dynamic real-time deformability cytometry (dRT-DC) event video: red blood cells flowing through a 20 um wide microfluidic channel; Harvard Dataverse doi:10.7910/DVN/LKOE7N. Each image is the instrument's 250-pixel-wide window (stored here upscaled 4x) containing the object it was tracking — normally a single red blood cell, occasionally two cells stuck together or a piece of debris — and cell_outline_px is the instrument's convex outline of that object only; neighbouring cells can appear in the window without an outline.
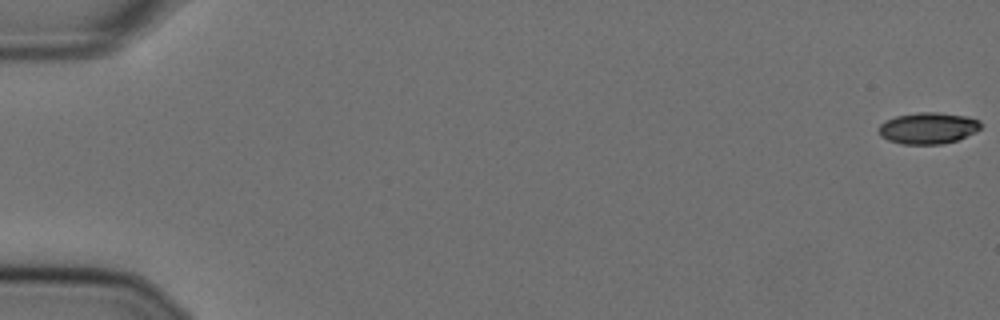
{"species": "Egyptian fruit bat (a non-hibernating species)", "species_latin": "Rousettus aegyptiacus", "temperature_condition": "cold", "stored_images_in_passage": 57, "camera_frame_rate_fps": 3000, "um_per_image_px": 0.085, "animal": {"sex": "female"}, "frame": {"image": 1, "passage_image": 1, "time_ms": 0.0, "image_size_px": [1000, 320], "cell_outline_px": [[980, 128], [976, 132], [956, 140], [944, 144], [904, 144], [888, 140], [880, 136], [876, 132], [876, 128], [884, 120], [896, 116], [920, 112], [936, 112], [968, 116], [980, 120]], "centroid_in_image_um": [78.84, 10.89], "position_along_channel_um": 6.2, "area_um2": 18.9}}
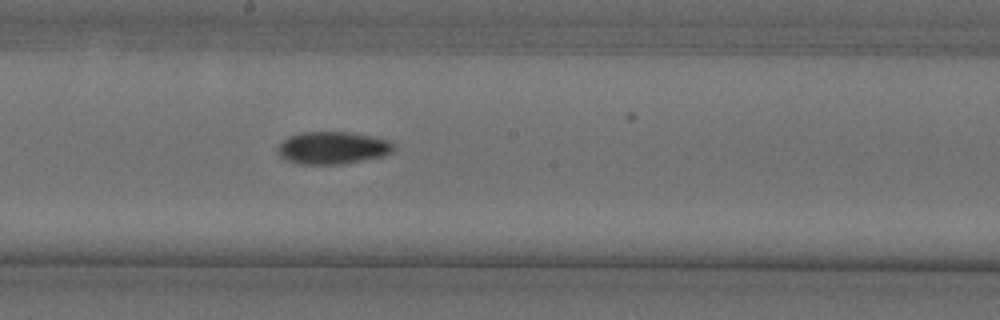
{"frame": {"image": 2, "passage_image": 32, "time_ms": 10.333, "image_size_px": [1000, 320], "cell_outline_px": [[396, 148], [392, 152], [384, 156], [344, 164], [300, 164], [288, 160], [280, 156], [276, 152], [280, 144], [288, 136], [304, 132], [352, 132], [372, 136], [388, 140], [396, 144]], "centroid_in_image_um": [28.32, 12.57], "position_along_channel_um": 219.9, "area_um2": 22.08}}
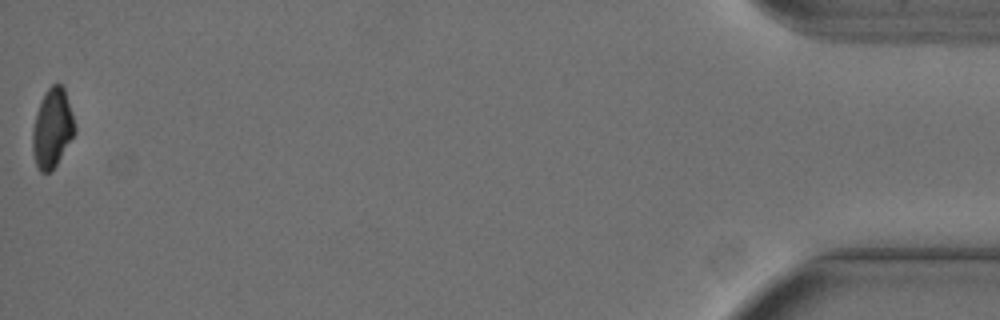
{"frame": {"image": 3, "passage_image": 57, "time_ms": 18.667, "image_size_px": [1000, 320], "cell_outline_px": [[76, 132], [52, 172], [40, 172], [36, 164], [32, 152], [32, 128], [36, 112], [40, 100], [44, 92], [52, 84], [60, 84], [64, 88], [76, 128]], "centroid_in_image_um": [4.42, 10.91], "position_along_channel_um": 430.8, "area_um2": 19.59}, "authors_computed_cell_mechanics": {"area_um2": 20.6346, "velocity_mm_per_s": 3.627, "shape_relaxation_time_tau1_ms": 7.5207, "shape_relaxation_time_tau2_ms": null, "deformation_change_tau1": 0.1614, "deformation_change_tau2": null}}